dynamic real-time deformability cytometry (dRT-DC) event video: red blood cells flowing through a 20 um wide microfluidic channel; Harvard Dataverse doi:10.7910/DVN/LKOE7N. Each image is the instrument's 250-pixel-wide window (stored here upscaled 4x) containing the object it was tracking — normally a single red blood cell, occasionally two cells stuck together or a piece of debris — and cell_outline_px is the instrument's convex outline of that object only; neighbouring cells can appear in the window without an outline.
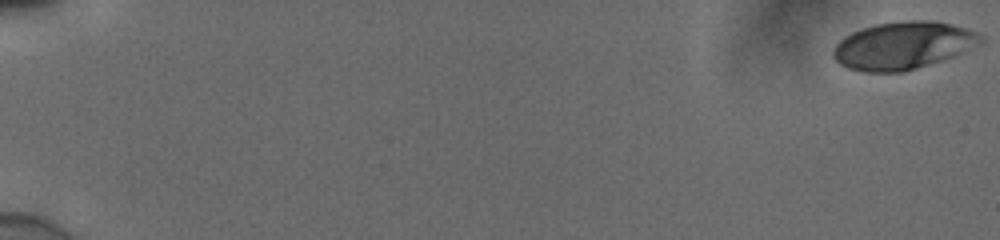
{"species": "human", "species_latin": "Homo sapiens", "temperature_condition": "cold", "stored_images_in_passage": 56, "camera_frame_rate_fps": 3000, "um_per_image_px": 0.085, "donor": {"sex": "male"}, "frame": {"image": 1, "passage_image": 1, "time_ms": 0.0, "image_size_px": [1000, 240], "cell_outline_px": [[984, 40], [980, 44], [956, 56], [904, 72], [868, 72], [848, 68], [840, 64], [832, 56], [832, 48], [844, 36], [852, 32], [876, 24], [904, 20], [932, 20], [952, 24], [976, 32], [984, 36]], "centroid_in_image_um": [76.78, 3.87], "position_along_channel_um": 8.2, "area_um2": 41.1}}
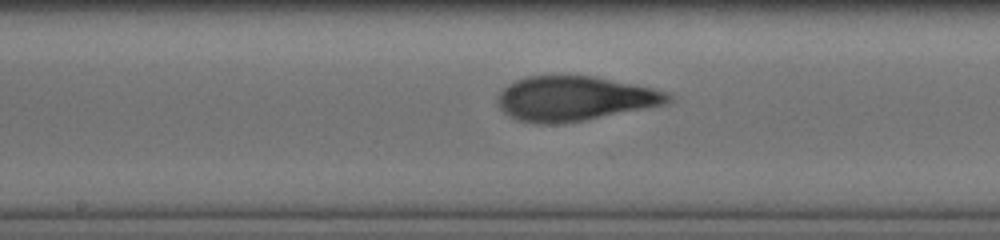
{"frame": {"image": 2, "passage_image": 32, "time_ms": 10.333, "image_size_px": [1000, 240], "cell_outline_px": [[672, 100], [668, 104], [648, 108], [564, 124], [536, 124], [516, 120], [508, 116], [500, 108], [496, 100], [500, 92], [508, 84], [516, 80], [528, 76], [596, 76], [652, 88], [668, 92], [672, 96]], "centroid_in_image_um": [48.84, 8.39], "position_along_channel_um": 199.4, "area_um2": 44.68}}
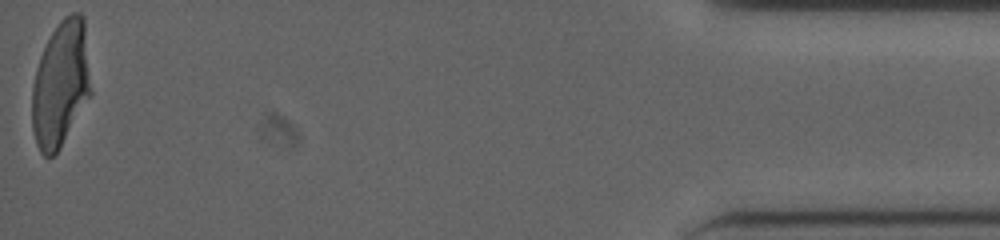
{"frame": {"image": 3, "passage_image": 56, "time_ms": 18.333, "image_size_px": [1000, 240], "cell_outline_px": [[92, 96], [60, 148], [52, 156], [44, 156], [40, 152], [36, 144], [32, 128], [32, 84], [36, 68], [40, 56], [52, 32], [60, 20], [64, 16], [72, 12], [80, 12], [84, 20], [92, 92]], "centroid_in_image_um": [5.17, 7.16], "position_along_channel_um": 430.0, "area_um2": 43.64}, "authors_computed_cell_mechanics": {"area_um2": 43.4656, "velocity_mm_per_s": 3.8821, "shape_relaxation_time_tau1_ms": 5.4786, "shape_relaxation_time_tau2_ms": 1.0064, "deformation_change_tau1": 0.2223, "deformation_change_tau2": 0.0819}}